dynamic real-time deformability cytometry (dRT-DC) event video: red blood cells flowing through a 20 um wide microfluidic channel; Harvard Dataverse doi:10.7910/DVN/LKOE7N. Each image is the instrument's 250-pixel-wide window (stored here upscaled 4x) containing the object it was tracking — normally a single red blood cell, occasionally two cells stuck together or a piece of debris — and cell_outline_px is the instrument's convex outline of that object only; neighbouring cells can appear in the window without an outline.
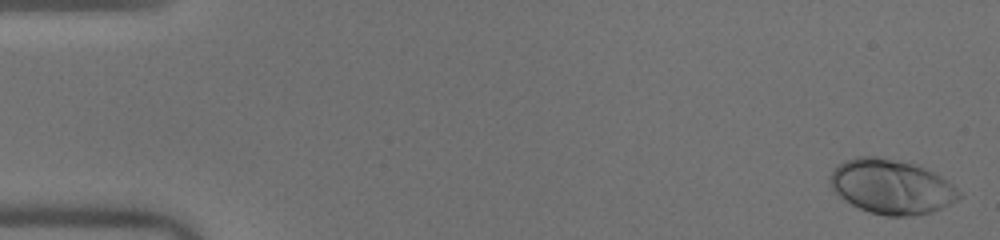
{"species": "human", "species_latin": "Homo sapiens", "temperature_condition": "warm", "stored_images_in_passage": 50, "camera_frame_rate_fps": 3000, "um_per_image_px": 0.085, "donor": {"sex": "male"}, "frame": {"image": 1, "passage_image": 1, "time_ms": 0.0, "image_size_px": [1000, 240], "cell_outline_px": [[964, 196], [932, 212], [908, 216], [884, 216], [868, 212], [844, 200], [832, 188], [828, 180], [832, 172], [844, 160], [860, 156], [876, 156], [912, 164], [924, 168], [940, 176], [952, 184]], "centroid_in_image_um": [75.76, 15.88], "position_along_channel_um": 9.2, "area_um2": 40.58}}
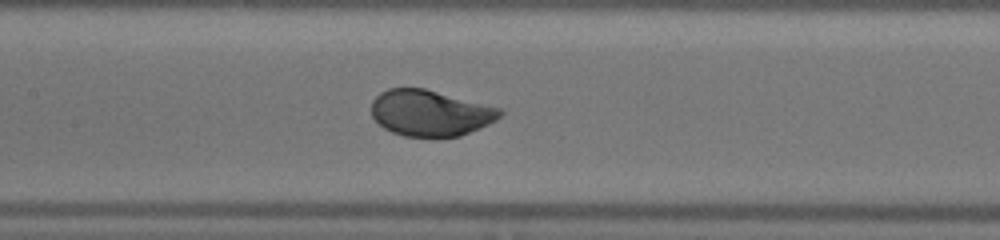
{"frame": {"image": 2, "passage_image": 24, "time_ms": 7.667, "image_size_px": [1000, 240], "cell_outline_px": [[504, 112], [496, 120], [480, 128], [460, 136], [436, 140], [404, 136], [392, 132], [384, 128], [372, 116], [372, 100], [380, 92], [388, 88], [424, 88], [500, 108]], "centroid_in_image_um": [36.56, 9.64], "position_along_channel_um": 170.8, "area_um2": 35.03}}
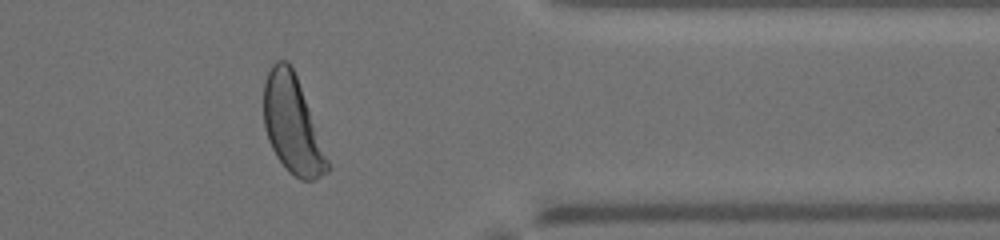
{"frame": {"image": 3, "passage_image": 41, "time_ms": 13.333, "image_size_px": [1000, 240], "cell_outline_px": [[328, 172], [312, 180], [300, 180], [288, 172], [276, 156], [268, 140], [264, 128], [264, 80], [272, 64], [276, 60], [288, 60], [296, 76], [328, 160]], "centroid_in_image_um": [24.8, 10.6], "position_along_channel_um": 386.6, "area_um2": 35.49}, "authors_computed_cell_mechanics": {"area_um2": 35.8649, "velocity_mm_per_s": 4.0596, "shape_relaxation_time_tau1_ms": 2.7002, "shape_relaxation_time_tau2_ms": null, "deformation_change_tau1": 0.176, "deformation_change_tau2": null}}